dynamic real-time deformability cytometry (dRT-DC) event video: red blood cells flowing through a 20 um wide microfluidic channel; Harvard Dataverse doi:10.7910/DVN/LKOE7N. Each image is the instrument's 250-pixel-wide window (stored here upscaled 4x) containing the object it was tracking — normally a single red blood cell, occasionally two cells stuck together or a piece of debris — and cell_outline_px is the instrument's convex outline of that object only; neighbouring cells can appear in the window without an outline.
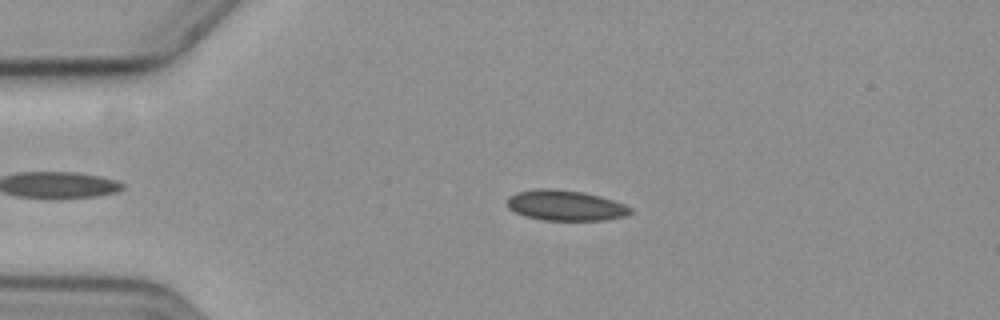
{"species": "common noctule bat (a hibernating species)", "species_latin": "Nyctalus noctula", "temperature_condition": "cold", "stored_images_in_passage": 57, "camera_frame_rate_fps": 3000, "um_per_image_px": 0.085, "animal": {"sex": "female", "body_mass_g": 19.3, "forearm_length_mm": 54.1}, "frame": {"image": 1, "passage_image": 12, "time_ms": 3.667, "image_size_px": [1000, 320], "cell_outline_px": [[636, 212], [624, 216], [604, 220], [540, 220], [524, 216], [508, 208], [508, 200], [512, 196], [520, 192], [540, 188], [548, 188], [584, 192], [600, 196], [624, 204], [632, 208]], "centroid_in_image_um": [48.12, 17.47], "position_along_channel_um": 36.9, "area_um2": 21.73}}
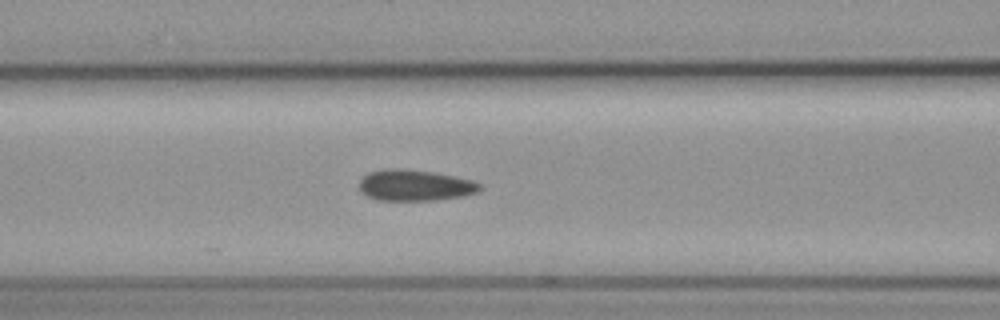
{"frame": {"image": 2, "passage_image": 23, "time_ms": 7.333, "image_size_px": [1000, 320], "cell_outline_px": [[484, 188], [480, 192], [464, 196], [436, 200], [376, 200], [368, 196], [360, 188], [360, 180], [368, 172], [384, 168], [400, 168], [432, 172], [456, 176], [472, 180], [480, 184]], "centroid_in_image_um": [35.32, 15.75], "position_along_channel_um": 131.3, "area_um2": 22.02}}
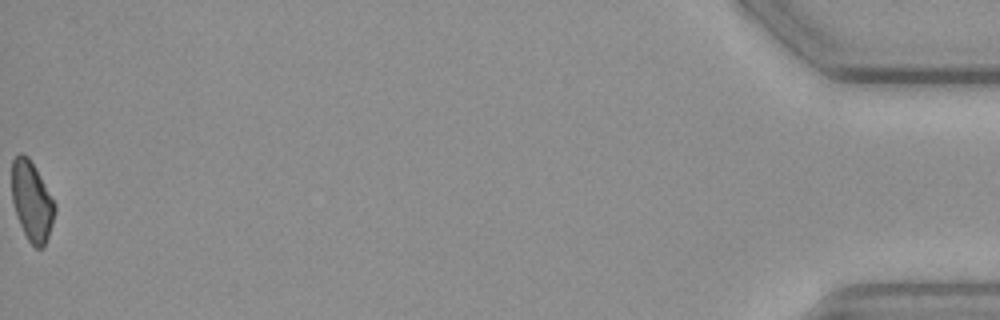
{"frame": {"image": 3, "passage_image": 57, "time_ms": 18.667, "image_size_px": [1000, 320], "cell_outline_px": [[56, 208], [52, 224], [44, 248], [36, 248], [28, 240], [16, 216], [12, 200], [12, 160], [20, 152], [28, 156], [36, 168], [56, 204]], "centroid_in_image_um": [2.7, 17.09], "position_along_channel_um": 432.5, "area_um2": 19.94}, "authors_computed_cell_mechanics": {"area_um2": 21.7328, "velocity_mm_per_s": 3.6066, "shape_relaxation_time_tau1_ms": null, "shape_relaxation_time_tau2_ms": 7.8867, "deformation_change_tau1": null, "deformation_change_tau2": 0.1076}}